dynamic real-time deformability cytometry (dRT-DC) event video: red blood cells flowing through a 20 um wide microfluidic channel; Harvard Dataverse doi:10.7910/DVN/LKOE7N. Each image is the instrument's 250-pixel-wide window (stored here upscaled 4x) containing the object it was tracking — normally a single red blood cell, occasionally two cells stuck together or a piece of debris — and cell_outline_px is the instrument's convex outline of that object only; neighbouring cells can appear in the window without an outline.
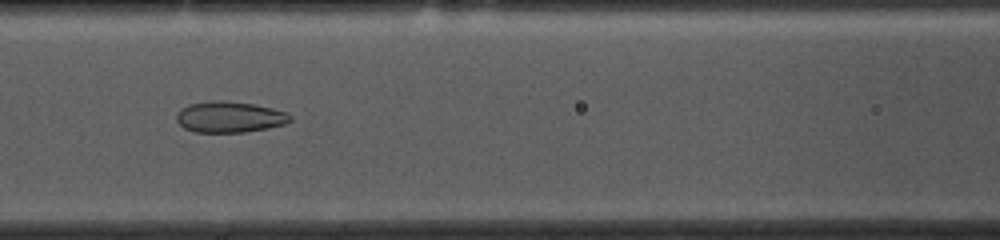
{"species": "common noctule bat (a hibernating species)", "species_latin": "Nyctalus noctula", "temperature_condition": "cold", "stored_images_in_passage": 49, "camera_frame_rate_fps": 3000, "um_per_image_px": 0.085, "animal": {"sex": "female", "body_mass_g": 10.0, "forearm_length_mm": 53.1}, "frame": {"image": 1, "passage_image": 17, "time_ms": 5.333, "image_size_px": [1000, 240], "cell_outline_px": [[292, 120], [284, 124], [268, 128], [244, 132], [196, 132], [184, 128], [176, 120], [176, 112], [180, 108], [188, 104], [216, 100], [224, 100], [256, 104], [288, 112], [292, 116]], "centroid_in_image_um": [19.52, 9.93], "position_along_channel_um": 147.1, "area_um2": 20.81}}
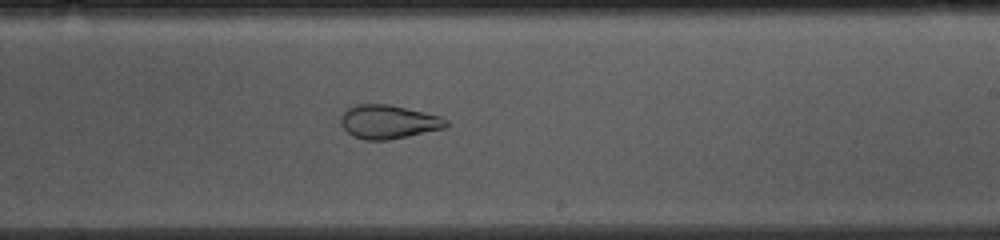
{"frame": {"image": 2, "passage_image": 26, "time_ms": 8.333, "image_size_px": [1000, 240], "cell_outline_px": [[448, 128], [388, 140], [368, 140], [352, 136], [340, 124], [340, 120], [344, 112], [348, 108], [356, 104], [388, 104], [424, 112], [440, 116], [448, 120]], "centroid_in_image_um": [33.04, 10.36], "position_along_channel_um": 256.0, "area_um2": 20.75}}
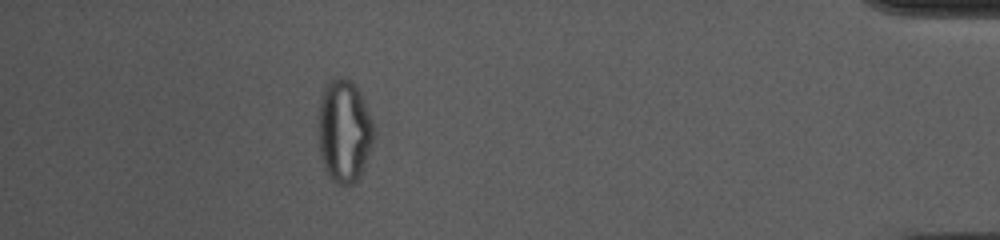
{"frame": {"image": 3, "passage_image": 43, "time_ms": 14.0, "image_size_px": [1000, 240], "cell_outline_px": [[376, 136], [360, 176], [352, 184], [336, 184], [324, 172], [320, 156], [316, 132], [316, 116], [320, 96], [328, 80], [340, 76], [344, 76], [352, 80], [356, 84], [364, 100], [376, 128]], "centroid_in_image_um": [29.22, 11.1], "position_along_channel_um": 406.0, "area_um2": 34.85}, "authors_computed_cell_mechanics": {"area_um2": 24.9696, "velocity_mm_per_s": 3.6436, "shape_relaxation_time_tau1_ms": null, "shape_relaxation_time_tau2_ms": 1.5936, "deformation_change_tau1": null, "deformation_change_tau2": 0.0767}}